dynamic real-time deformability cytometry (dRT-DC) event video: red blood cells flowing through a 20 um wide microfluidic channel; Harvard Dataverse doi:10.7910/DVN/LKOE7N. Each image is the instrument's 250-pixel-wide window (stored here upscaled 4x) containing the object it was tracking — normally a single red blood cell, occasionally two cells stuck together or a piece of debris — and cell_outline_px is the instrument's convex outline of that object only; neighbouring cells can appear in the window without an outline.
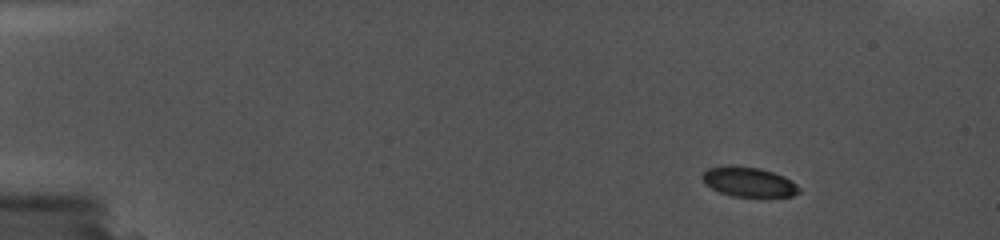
{"species": "common noctule bat (a hibernating species)", "species_latin": "Nyctalus noctula", "temperature_condition": "cold", "stored_images_in_passage": 8, "camera_frame_rate_fps": 5000, "um_per_image_px": 0.085, "animal": {"sex": "female", "body_mass_g": 19.0, "forearm_length_mm": 56.7}, "frame": {"image": 1, "passage_image": 1, "time_ms": 0.0, "image_size_px": [1000, 240], "cell_outline_px": [[800, 192], [792, 196], [732, 196], [720, 192], [704, 184], [704, 172], [708, 168], [728, 164], [760, 168], [784, 176], [792, 180], [800, 188]], "centroid_in_image_um": [63.65, 15.44], "position_along_channel_um": 21.4, "area_um2": 16.7}}
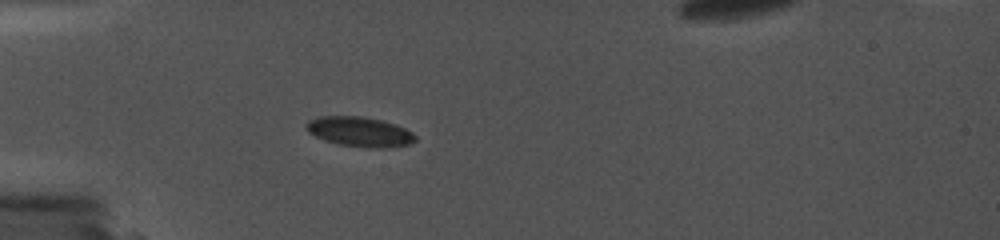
{"frame": {"image": 2, "passage_image": 6, "time_ms": 3.6, "image_size_px": [1000, 240], "cell_outline_px": [[416, 140], [408, 144], [384, 148], [368, 148], [340, 144], [324, 140], [308, 132], [304, 124], [308, 120], [316, 116], [360, 116], [384, 120], [396, 124], [412, 132], [416, 136]], "centroid_in_image_um": [30.55, 11.18], "position_along_channel_um": 54.4, "area_um2": 19.07}}